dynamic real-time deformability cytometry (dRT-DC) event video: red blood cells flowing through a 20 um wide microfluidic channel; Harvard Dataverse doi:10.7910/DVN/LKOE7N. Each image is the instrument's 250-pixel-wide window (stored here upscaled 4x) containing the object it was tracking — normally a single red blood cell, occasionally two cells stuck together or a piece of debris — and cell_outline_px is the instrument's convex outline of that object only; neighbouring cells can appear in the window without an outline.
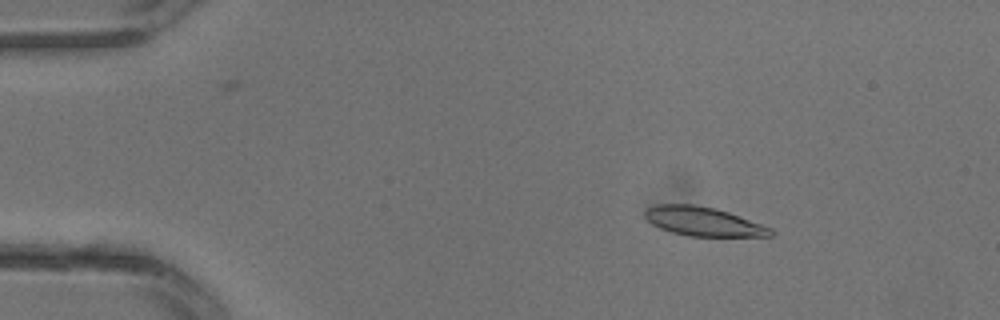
{"species": "common noctule bat (a hibernating species)", "species_latin": "Nyctalus noctula", "temperature_condition": "warm", "stored_images_in_passage": 12, "camera_frame_rate_fps": 3000, "um_per_image_px": 0.085, "animal": {"sex": "male", "body_mass_g": 13.3}, "frame": {"image": 1, "passage_image": 5, "time_ms": 1.333, "image_size_px": [1000, 320], "cell_outline_px": [[776, 232], [772, 236], [688, 236], [672, 232], [660, 228], [652, 224], [644, 216], [644, 212], [648, 208], [660, 204], [692, 204], [716, 208], [728, 212], [772, 228]], "centroid_in_image_um": [59.79, 18.83], "position_along_channel_um": 25.2, "area_um2": 21.15}}
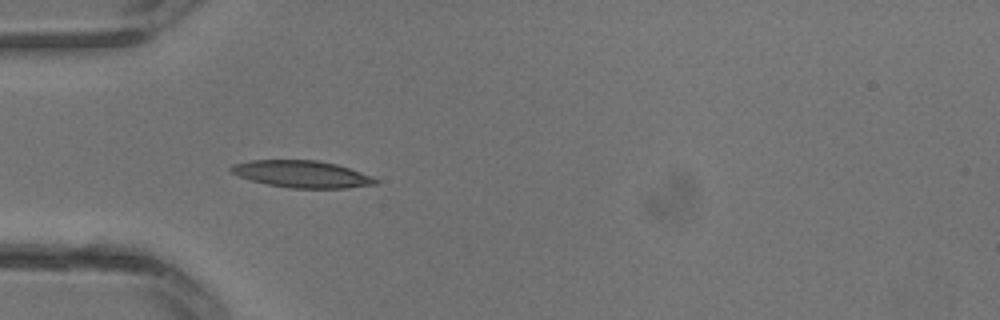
{"frame": {"image": 2, "passage_image": 10, "time_ms": 3.0, "image_size_px": [1000, 320], "cell_outline_px": [[380, 184], [348, 188], [288, 188], [268, 184], [252, 180], [228, 172], [228, 168], [232, 164], [252, 160], [316, 160], [336, 164], [372, 176], [380, 180]], "centroid_in_image_um": [25.67, 14.8], "position_along_channel_um": 59.3, "area_um2": 22.83}}
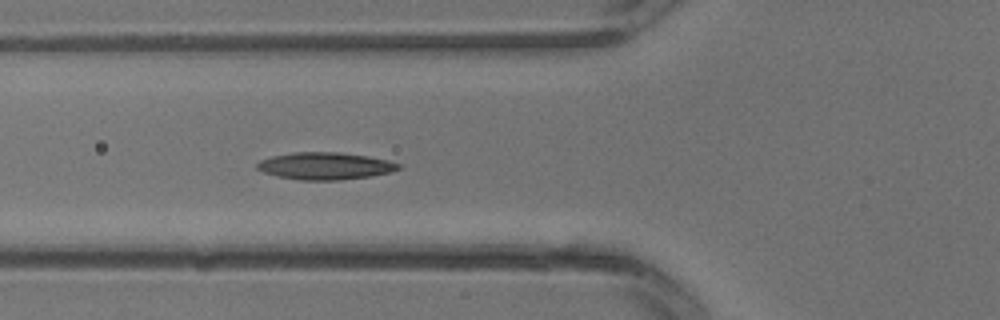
{"frame": {"image": 3, "passage_image": 12, "time_ms": 3.667, "image_size_px": [1000, 320], "cell_outline_px": [[400, 168], [392, 172], [372, 176], [340, 180], [300, 180], [276, 176], [264, 172], [256, 168], [256, 164], [260, 160], [272, 156], [292, 152], [340, 152], [368, 156], [388, 160], [400, 164]], "centroid_in_image_um": [27.64, 14.1], "position_along_channel_um": 98.2, "area_um2": 22.54}}